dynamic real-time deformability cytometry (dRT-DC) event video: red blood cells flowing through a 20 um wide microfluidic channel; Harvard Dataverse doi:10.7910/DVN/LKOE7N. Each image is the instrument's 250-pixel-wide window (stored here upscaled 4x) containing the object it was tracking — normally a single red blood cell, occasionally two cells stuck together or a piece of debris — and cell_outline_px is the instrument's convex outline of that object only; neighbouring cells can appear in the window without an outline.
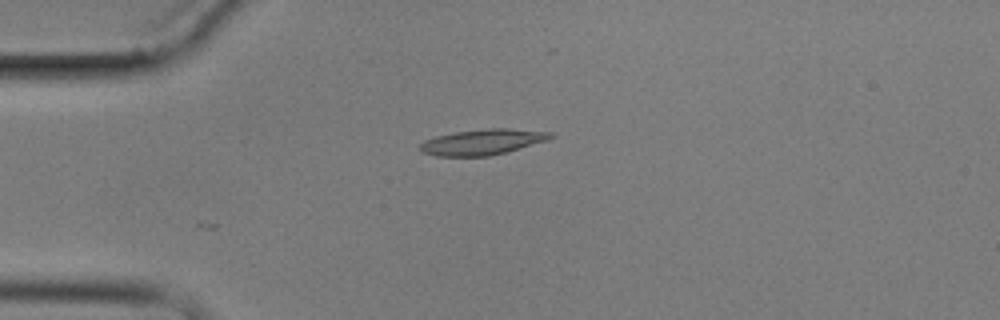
{"species": "common noctule bat (a hibernating species)", "species_latin": "Nyctalus noctula", "temperature_condition": "cold", "stored_images_in_passage": 2, "camera_frame_rate_fps": 3000, "um_per_image_px": 0.085, "animal": {"sex": "male", "body_mass_g": 17.9}, "frame": {"image": 1, "passage_image": 1, "time_ms": 0.0, "image_size_px": [1000, 320], "cell_outline_px": [[556, 136], [548, 140], [508, 152], [488, 156], [436, 156], [420, 152], [420, 144], [424, 140], [436, 136], [456, 132], [488, 128], [508, 128], [552, 132]], "centroid_in_image_um": [41.04, 12.07], "position_along_channel_um": 44.0, "area_um2": 19.65}}